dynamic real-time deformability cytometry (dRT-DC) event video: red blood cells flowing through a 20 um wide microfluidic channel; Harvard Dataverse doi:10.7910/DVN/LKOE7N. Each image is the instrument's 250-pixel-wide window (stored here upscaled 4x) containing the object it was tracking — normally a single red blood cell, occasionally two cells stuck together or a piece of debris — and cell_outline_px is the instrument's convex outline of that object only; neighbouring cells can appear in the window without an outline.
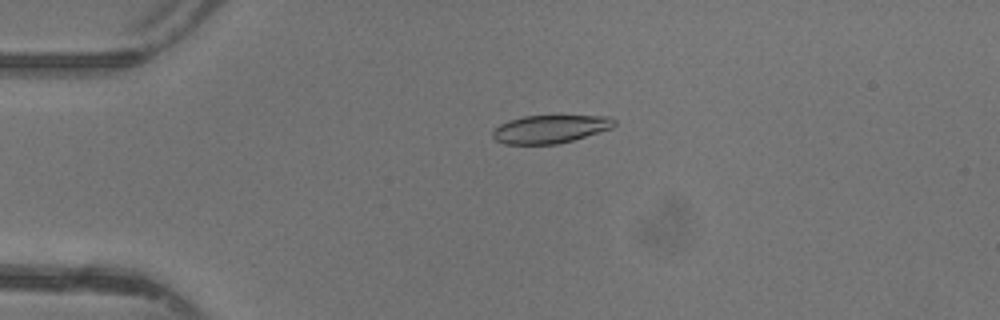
{"species": "common noctule bat (a hibernating species)", "species_latin": "Nyctalus noctula", "temperature_condition": "warm", "stored_images_in_passage": 48, "camera_frame_rate_fps": 3000, "um_per_image_px": 0.085, "animal": {"sex": "female"}, "frame": {"image": 1, "passage_image": 12, "time_ms": 3.667, "image_size_px": [1000, 320], "cell_outline_px": [[616, 124], [612, 128], [572, 140], [556, 144], [504, 144], [496, 140], [492, 136], [492, 132], [500, 124], [508, 120], [524, 116], [608, 116], [616, 120]], "centroid_in_image_um": [46.75, 10.97], "position_along_channel_um": 38.2, "area_um2": 19.77}}
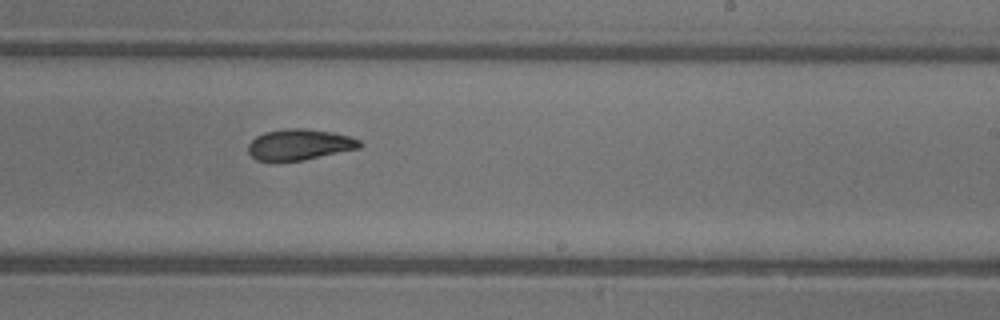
{"frame": {"image": 2, "passage_image": 30, "time_ms": 9.667, "image_size_px": [1000, 320], "cell_outline_px": [[364, 144], [360, 148], [304, 160], [256, 160], [248, 152], [248, 144], [256, 136], [264, 132], [288, 128], [308, 128], [332, 132], [348, 136], [360, 140]], "centroid_in_image_um": [25.48, 12.27], "position_along_channel_um": 263.5, "area_um2": 20.06}}
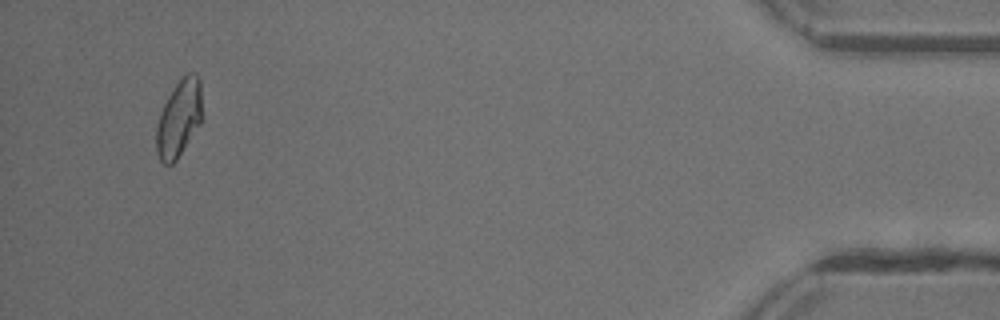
{"frame": {"image": 3, "passage_image": 46, "time_ms": 15.0, "image_size_px": [1000, 320], "cell_outline_px": [[204, 120], [176, 160], [172, 164], [164, 164], [160, 160], [156, 152], [156, 124], [160, 112], [168, 96], [176, 84], [188, 72], [196, 72], [200, 80]], "centroid_in_image_um": [15.25, 10.06], "position_along_channel_um": 420.0, "area_um2": 21.04}, "authors_computed_cell_mechanics": {"area_um2": 20.6346, "velocity_mm_per_s": 4.3784, "shape_relaxation_time_tau1_ms": 9.3177, "shape_relaxation_time_tau2_ms": 1.9299, "deformation_change_tau1": 0.205, "deformation_change_tau2": 0.0659}}